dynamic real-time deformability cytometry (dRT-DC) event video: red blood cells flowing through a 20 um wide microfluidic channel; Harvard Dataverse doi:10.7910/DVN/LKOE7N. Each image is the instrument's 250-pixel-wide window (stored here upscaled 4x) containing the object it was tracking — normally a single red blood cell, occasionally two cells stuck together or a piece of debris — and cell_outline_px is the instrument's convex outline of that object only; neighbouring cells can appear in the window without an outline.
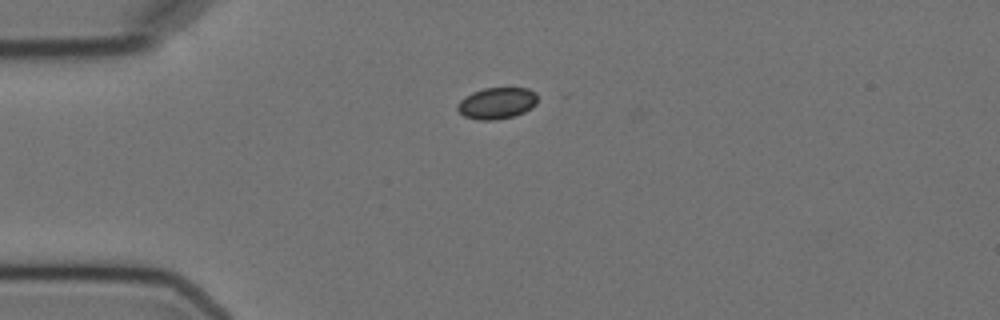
{"species": "Egyptian fruit bat (a non-hibernating species)", "species_latin": "Rousettus aegyptiacus", "temperature_condition": "cold", "stored_images_in_passage": 4, "camera_frame_rate_fps": 3000, "um_per_image_px": 0.085, "animal": {"sex": "female"}, "frame": {"image": 1, "passage_image": 1, "time_ms": 0.0, "image_size_px": [1000, 320], "cell_outline_px": [[536, 104], [532, 108], [524, 112], [512, 116], [492, 120], [480, 120], [464, 116], [456, 108], [456, 104], [464, 96], [472, 92], [484, 88], [528, 88], [536, 92]], "centroid_in_image_um": [42.21, 8.76], "position_along_channel_um": 42.8, "area_um2": 14.68}}
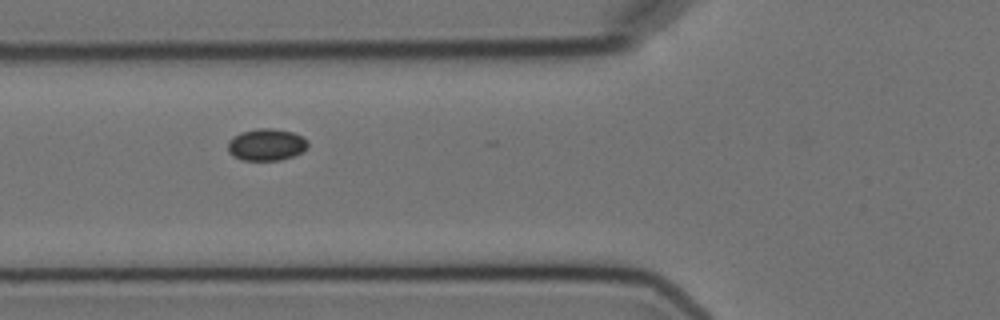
{"frame": {"image": 2, "passage_image": 3, "time_ms": 2.333, "image_size_px": [1000, 320], "cell_outline_px": [[308, 148], [292, 156], [280, 160], [244, 160], [232, 156], [228, 152], [228, 140], [232, 136], [240, 132], [256, 128], [272, 128], [292, 132], [308, 140]], "centroid_in_image_um": [22.61, 12.29], "position_along_channel_um": 103.2, "area_um2": 14.97}}
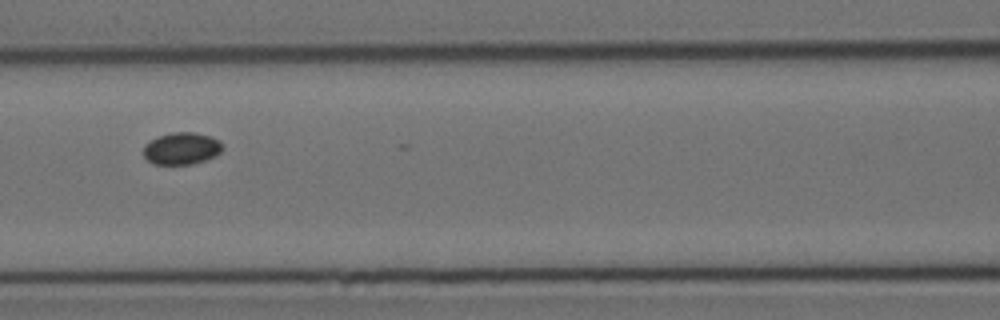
{"frame": {"image": 3, "passage_image": 4, "time_ms": 3.667, "image_size_px": [1000, 320], "cell_outline_px": [[224, 148], [216, 156], [192, 164], [152, 164], [144, 156], [144, 144], [160, 136], [172, 132], [192, 132], [208, 136], [220, 140]], "centroid_in_image_um": [15.45, 12.62], "position_along_channel_um": 151.1, "area_um2": 14.68}}